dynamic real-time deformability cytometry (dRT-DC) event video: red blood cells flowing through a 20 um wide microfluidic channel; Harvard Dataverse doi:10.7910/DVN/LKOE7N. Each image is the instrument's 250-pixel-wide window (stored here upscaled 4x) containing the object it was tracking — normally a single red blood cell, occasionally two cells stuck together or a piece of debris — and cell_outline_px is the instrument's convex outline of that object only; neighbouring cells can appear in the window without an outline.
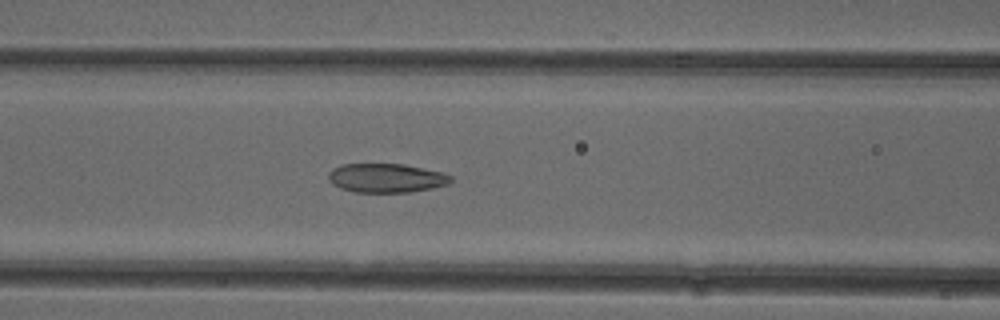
{"species": "common noctule bat (a hibernating species)", "species_latin": "Nyctalus noctula", "temperature_condition": "cold", "stored_images_in_passage": 40, "camera_frame_rate_fps": 3000, "um_per_image_px": 0.085, "animal": {"sex": "female"}, "frame": {"image": 1, "passage_image": 10, "time_ms": 3.0, "image_size_px": [1000, 320], "cell_outline_px": [[452, 180], [448, 184], [432, 188], [408, 192], [356, 192], [340, 188], [332, 184], [328, 180], [328, 172], [332, 168], [340, 164], [404, 164], [444, 172], [452, 176]], "centroid_in_image_um": [32.82, 15.12], "position_along_channel_um": 133.8, "area_um2": 20.87}}
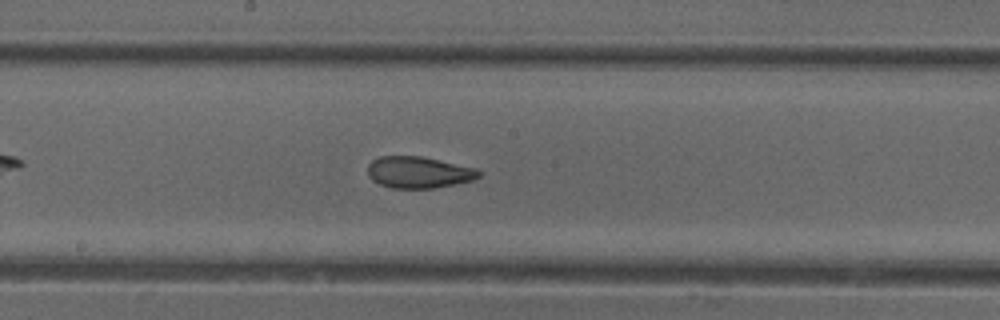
{"frame": {"image": 2, "passage_image": 16, "time_ms": 5.0, "image_size_px": [1000, 320], "cell_outline_px": [[480, 176], [472, 180], [456, 184], [432, 188], [392, 188], [380, 184], [372, 180], [368, 176], [368, 164], [372, 160], [380, 156], [420, 156], [476, 168], [480, 172]], "centroid_in_image_um": [35.56, 14.65], "position_along_channel_um": 212.6, "area_um2": 20.35}}
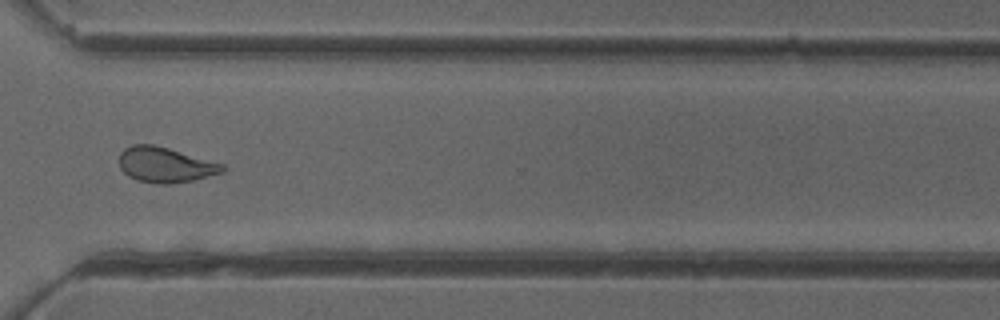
{"frame": {"image": 3, "passage_image": 27, "time_ms": 8.667, "image_size_px": [1000, 320], "cell_outline_px": [[228, 168], [224, 172], [192, 180], [168, 184], [160, 184], [136, 180], [128, 176], [120, 168], [120, 152], [124, 148], [132, 144], [152, 144], [168, 148], [224, 164]], "centroid_in_image_um": [14.05, 14.0], "position_along_channel_um": 356.6, "area_um2": 21.21}, "authors_computed_cell_mechanics": {"area_um2": 21.4727, "velocity_mm_per_s": 3.9417, "shape_relaxation_time_tau1_ms": null, "shape_relaxation_time_tau2_ms": 2.0547, "deformation_change_tau1": null, "deformation_change_tau2": 0.0901}}